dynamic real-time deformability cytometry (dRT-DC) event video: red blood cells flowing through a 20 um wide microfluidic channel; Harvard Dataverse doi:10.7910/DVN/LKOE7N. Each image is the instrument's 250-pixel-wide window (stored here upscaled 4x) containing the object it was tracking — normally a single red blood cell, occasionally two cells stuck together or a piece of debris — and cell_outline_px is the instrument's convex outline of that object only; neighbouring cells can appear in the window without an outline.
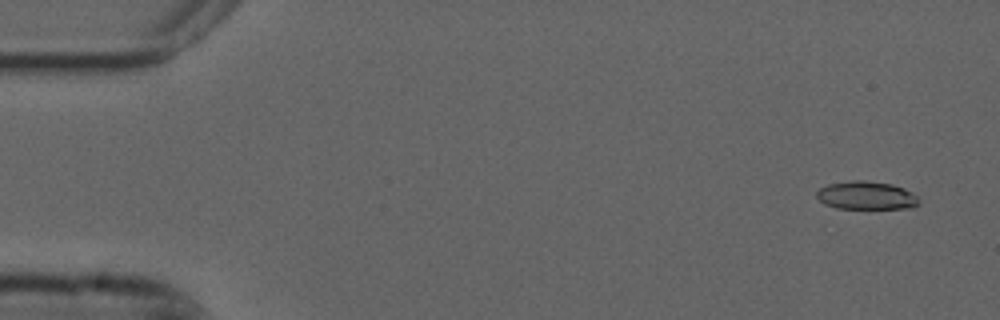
{"species": "common noctule bat (a hibernating species)", "species_latin": "Nyctalus noctula", "temperature_condition": "cold", "stored_images_in_passage": 17, "camera_frame_rate_fps": 3000, "um_per_image_px": 0.085, "animal": {"sex": "male", "forearm_length_mm": 52.5}, "frame": {"image": 1, "passage_image": 3, "time_ms": 0.667, "image_size_px": [1000, 320], "cell_outline_px": [[920, 204], [912, 208], [836, 208], [824, 204], [816, 196], [816, 192], [820, 188], [828, 184], [852, 180], [864, 180], [892, 184], [904, 188], [912, 192], [920, 200]], "centroid_in_image_um": [73.65, 16.61], "position_along_channel_um": 11.3, "area_um2": 16.88}}
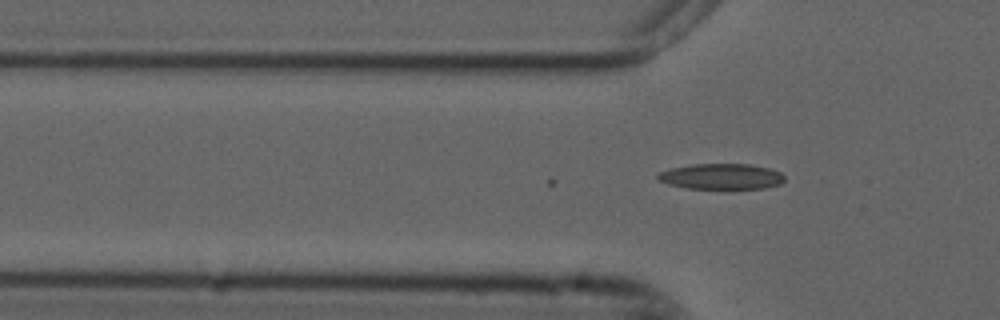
{"frame": {"image": 2, "passage_image": 17, "time_ms": 5.333, "image_size_px": [1000, 320], "cell_outline_px": [[784, 180], [780, 184], [764, 188], [732, 192], [724, 192], [684, 188], [668, 184], [660, 180], [656, 176], [660, 172], [672, 168], [692, 164], [748, 164], [768, 168], [780, 172], [784, 176]], "centroid_in_image_um": [61.34, 15.07], "position_along_channel_um": 64.5, "area_um2": 20.0}}